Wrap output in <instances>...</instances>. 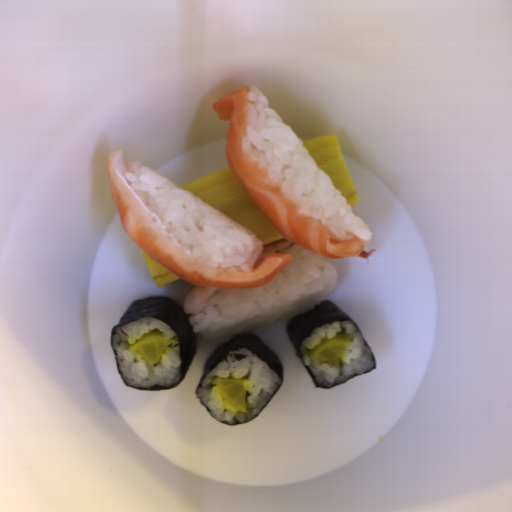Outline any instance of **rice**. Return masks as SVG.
I'll list each match as a JSON object with an SVG mask.
<instances>
[{"label": "rice", "instance_id": "b023fe2a", "mask_svg": "<svg viewBox=\"0 0 512 512\" xmlns=\"http://www.w3.org/2000/svg\"><path fill=\"white\" fill-rule=\"evenodd\" d=\"M153 329L160 330L171 344L158 363L148 364L128 348ZM119 372L128 386L148 388L176 383L180 378L181 355L178 335L156 317H141L115 328L112 337Z\"/></svg>", "mask_w": 512, "mask_h": 512}, {"label": "rice", "instance_id": "8eca5e8b", "mask_svg": "<svg viewBox=\"0 0 512 512\" xmlns=\"http://www.w3.org/2000/svg\"><path fill=\"white\" fill-rule=\"evenodd\" d=\"M293 260L261 287L219 288L189 323L193 333L224 341L286 320L329 296L337 285L332 260L292 244Z\"/></svg>", "mask_w": 512, "mask_h": 512}, {"label": "rice", "instance_id": "e3fd555f", "mask_svg": "<svg viewBox=\"0 0 512 512\" xmlns=\"http://www.w3.org/2000/svg\"><path fill=\"white\" fill-rule=\"evenodd\" d=\"M341 333H349L352 338L338 366L310 359L311 349L318 346L325 338H334ZM300 352L305 366L309 367L316 383L328 388L344 383L357 374H363L374 366L371 348L366 346L354 323L348 320L315 328L312 334L301 342Z\"/></svg>", "mask_w": 512, "mask_h": 512}, {"label": "rice", "instance_id": "acb35da6", "mask_svg": "<svg viewBox=\"0 0 512 512\" xmlns=\"http://www.w3.org/2000/svg\"><path fill=\"white\" fill-rule=\"evenodd\" d=\"M216 377L244 378L247 390V411L243 413L226 404L221 396ZM281 383L275 371L246 348L230 352L220 361L197 388V396L220 422L236 424L250 421L258 415Z\"/></svg>", "mask_w": 512, "mask_h": 512}, {"label": "rice", "instance_id": "023b6e5f", "mask_svg": "<svg viewBox=\"0 0 512 512\" xmlns=\"http://www.w3.org/2000/svg\"><path fill=\"white\" fill-rule=\"evenodd\" d=\"M123 176L189 259L218 272L254 271L264 242L251 231L141 161L129 162Z\"/></svg>", "mask_w": 512, "mask_h": 512}, {"label": "rice", "instance_id": "652b925c", "mask_svg": "<svg viewBox=\"0 0 512 512\" xmlns=\"http://www.w3.org/2000/svg\"><path fill=\"white\" fill-rule=\"evenodd\" d=\"M246 112V132L240 143L242 152L283 189L296 205L298 214L321 224L335 240L354 237L372 240L370 226L353 214L346 197L317 167L280 114L270 109L266 94L254 85L248 91Z\"/></svg>", "mask_w": 512, "mask_h": 512}]
</instances>
